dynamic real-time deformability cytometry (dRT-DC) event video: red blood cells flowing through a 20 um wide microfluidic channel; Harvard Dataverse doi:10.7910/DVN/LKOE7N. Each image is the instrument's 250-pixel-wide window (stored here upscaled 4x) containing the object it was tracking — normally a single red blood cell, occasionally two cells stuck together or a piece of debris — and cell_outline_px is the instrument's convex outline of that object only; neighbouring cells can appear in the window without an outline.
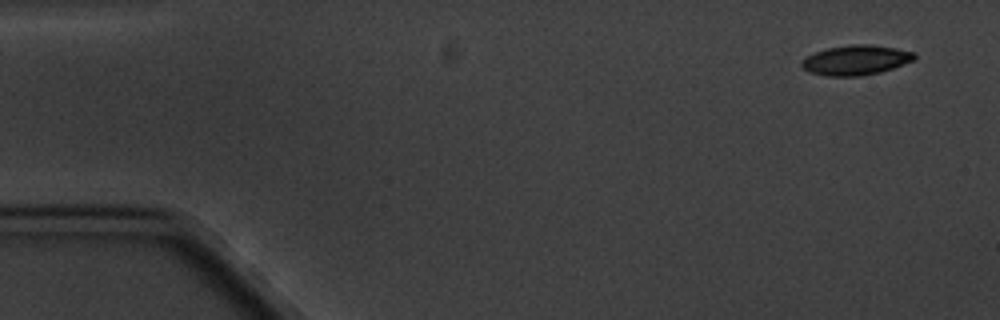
{"species": "common noctule bat (a hibernating species)", "species_latin": "Nyctalus noctula", "temperature_condition": "cold", "stored_images_in_passage": 4, "camera_frame_rate_fps": 3000, "um_per_image_px": 0.085, "animal": {"sex": "male", "body_mass_g": 20.1, "forearm_length_mm": 53.5}, "frame": {"image": 1, "passage_image": 1, "time_ms": 0.0, "image_size_px": [1000, 320], "cell_outline_px": [[916, 60], [880, 72], [860, 76], [828, 76], [812, 72], [804, 68], [800, 64], [800, 60], [816, 52], [828, 48], [852, 44], [872, 44], [896, 48], [916, 52]], "centroid_in_image_um": [72.8, 5.1], "position_along_channel_um": 12.2, "area_um2": 19.59}}
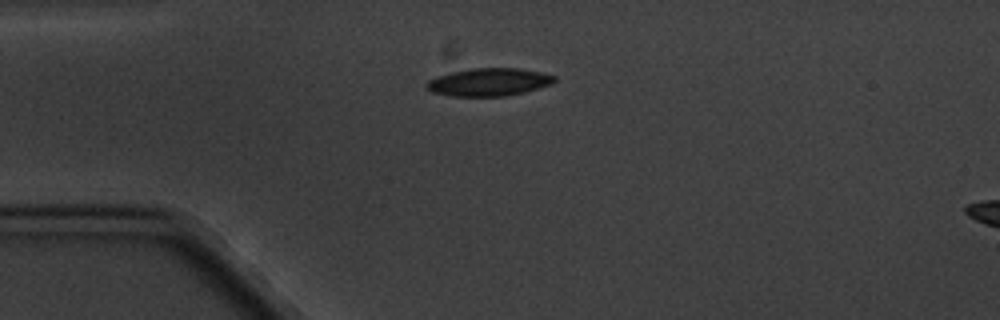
{"frame": {"image": 2, "passage_image": 4, "time_ms": 3.667, "image_size_px": [1000, 320], "cell_outline_px": [[556, 80], [552, 84], [524, 92], [508, 96], [452, 96], [432, 92], [424, 88], [424, 84], [428, 80], [436, 76], [452, 72], [472, 68], [520, 68], [540, 72], [556, 76]], "centroid_in_image_um": [41.53, 6.98], "position_along_channel_um": 43.5, "area_um2": 20.87}}